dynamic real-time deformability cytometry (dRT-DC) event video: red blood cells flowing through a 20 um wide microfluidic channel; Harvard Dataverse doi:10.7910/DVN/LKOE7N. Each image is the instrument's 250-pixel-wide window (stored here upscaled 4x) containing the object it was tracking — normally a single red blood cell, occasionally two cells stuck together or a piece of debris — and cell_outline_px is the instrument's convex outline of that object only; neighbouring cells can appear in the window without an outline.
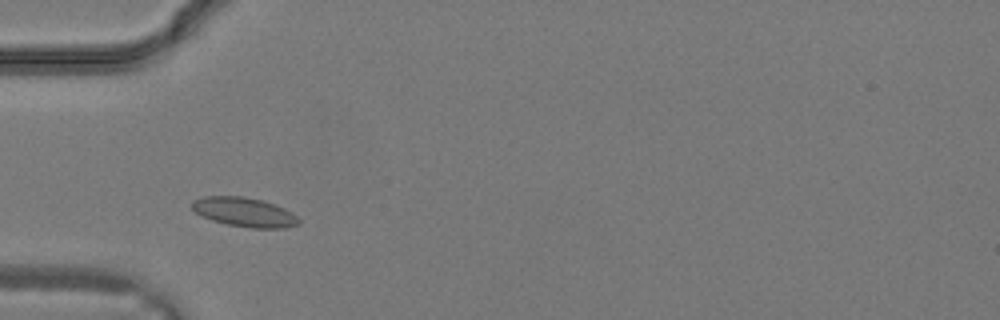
{"species": "common noctule bat (a hibernating species)", "species_latin": "Nyctalus noctula", "temperature_condition": "warm", "stored_images_in_passage": 23, "camera_frame_rate_fps": 3000, "um_per_image_px": 0.085, "animal": {"sex": "male", "body_mass_g": 19.2, "forearm_length_mm": 51.8}, "frame": {"image": 1, "passage_image": 2, "time_ms": 0.333, "image_size_px": [1000, 320], "cell_outline_px": [[300, 224], [288, 228], [252, 228], [228, 224], [212, 220], [200, 216], [192, 208], [192, 200], [204, 196], [244, 196], [260, 200], [284, 208], [292, 212], [300, 220]], "centroid_in_image_um": [20.77, 18.03], "position_along_channel_um": 64.2, "area_um2": 18.21}}
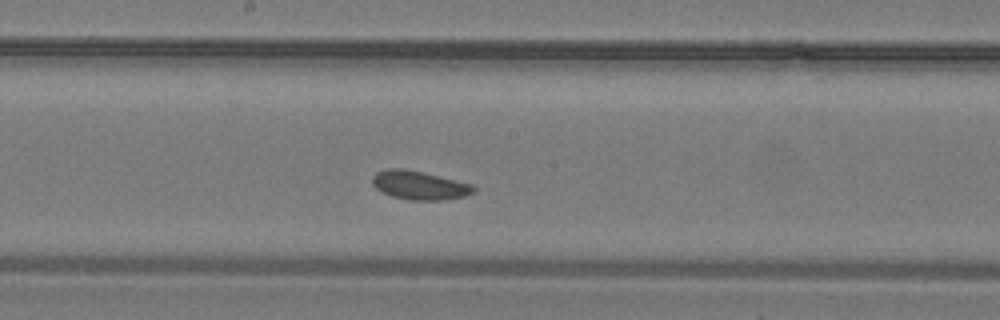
{"frame": {"image": 2, "passage_image": 9, "time_ms": 2.667, "image_size_px": [1000, 320], "cell_outline_px": [[476, 192], [464, 196], [444, 200], [412, 200], [392, 196], [380, 192], [372, 184], [372, 176], [376, 172], [388, 168], [404, 168], [472, 184], [476, 188]], "centroid_in_image_um": [35.63, 15.75], "position_along_channel_um": 212.6, "area_um2": 16.94}}
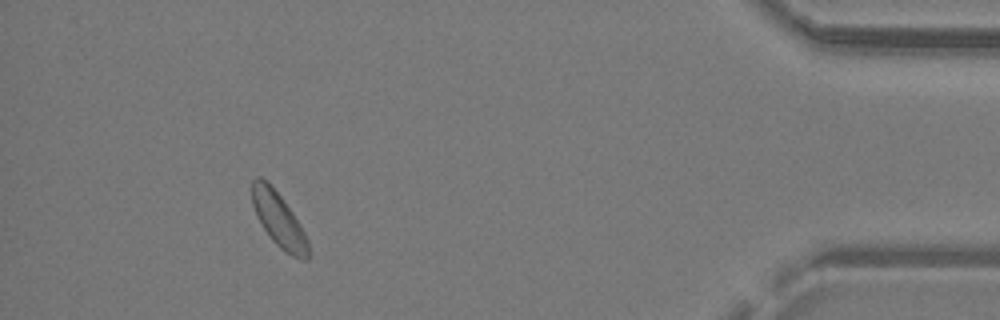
{"frame": {"image": 3, "passage_image": 21, "time_ms": 6.667, "image_size_px": [1000, 320], "cell_outline_px": [[308, 260], [300, 260], [292, 256], [280, 248], [272, 240], [256, 216], [252, 204], [252, 180], [256, 176], [260, 176], [268, 180], [292, 212], [300, 224], [308, 240]], "centroid_in_image_um": [23.68, 18.65], "position_along_channel_um": 411.5, "area_um2": 17.8}}